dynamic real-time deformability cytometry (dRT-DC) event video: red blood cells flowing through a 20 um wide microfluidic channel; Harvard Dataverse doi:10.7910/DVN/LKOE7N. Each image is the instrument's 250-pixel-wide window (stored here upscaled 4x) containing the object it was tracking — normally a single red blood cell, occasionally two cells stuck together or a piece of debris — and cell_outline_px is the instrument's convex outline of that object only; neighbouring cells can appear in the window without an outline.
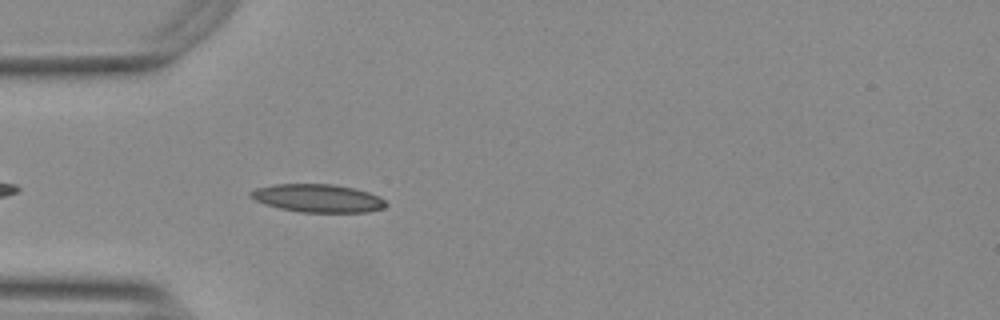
{"species": "Egyptian fruit bat (a non-hibernating species)", "species_latin": "Rousettus aegyptiacus", "temperature_condition": "warm", "stored_images_in_passage": 24, "camera_frame_rate_fps": 3000, "um_per_image_px": 0.085, "animal": {"sex": "female"}, "frame": {"image": 1, "passage_image": 4, "time_ms": 1.0, "image_size_px": [1000, 320], "cell_outline_px": [[388, 204], [384, 208], [368, 212], [300, 212], [280, 208], [264, 204], [248, 196], [248, 192], [256, 188], [276, 184], [332, 184], [352, 188], [368, 192], [384, 200]], "centroid_in_image_um": [26.98, 16.85], "position_along_channel_um": 58.0, "area_um2": 22.02}}
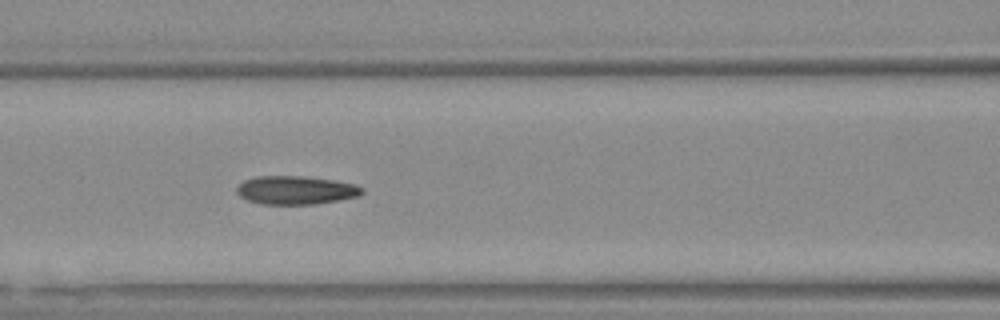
{"frame": {"image": 2, "passage_image": 11, "time_ms": 3.333, "image_size_px": [1000, 320], "cell_outline_px": [[364, 192], [360, 196], [316, 204], [260, 204], [248, 200], [240, 196], [236, 192], [236, 188], [244, 180], [256, 176], [304, 176], [332, 180], [356, 184], [364, 188]], "centroid_in_image_um": [25.16, 16.16], "position_along_channel_um": 141.4, "area_um2": 20.87}}
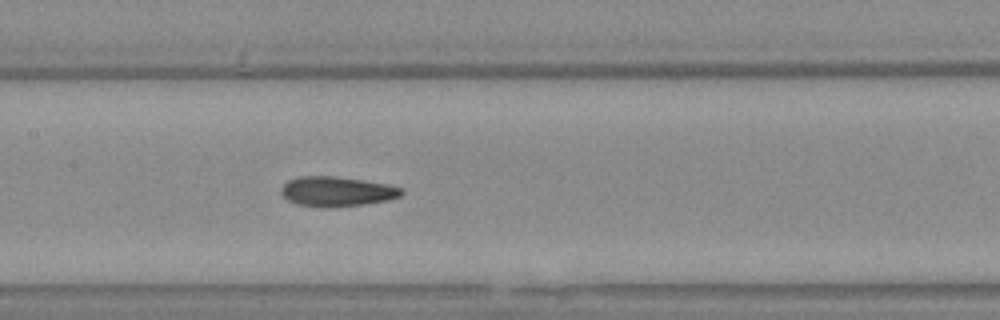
{"frame": {"image": 3, "passage_image": 14, "time_ms": 4.333, "image_size_px": [1000, 320], "cell_outline_px": [[404, 192], [400, 196], [388, 200], [364, 204], [332, 208], [324, 208], [296, 204], [288, 200], [280, 192], [280, 188], [288, 180], [300, 176], [336, 176], [384, 184], [400, 188]], "centroid_in_image_um": [28.57, 16.29], "position_along_channel_um": 178.8, "area_um2": 20.87}}